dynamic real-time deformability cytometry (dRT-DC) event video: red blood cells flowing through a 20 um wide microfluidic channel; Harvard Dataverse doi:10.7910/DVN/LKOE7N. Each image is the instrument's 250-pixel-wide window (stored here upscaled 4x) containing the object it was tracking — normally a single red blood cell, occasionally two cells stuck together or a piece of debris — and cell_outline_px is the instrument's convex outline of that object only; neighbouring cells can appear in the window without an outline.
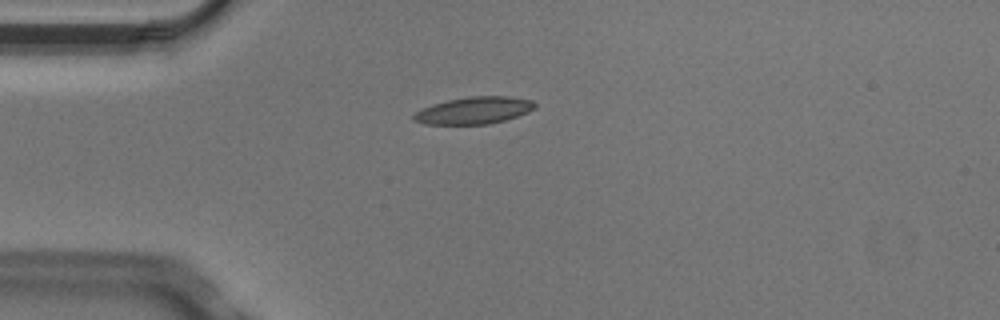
{"species": "Egyptian fruit bat (a non-hibernating species)", "species_latin": "Rousettus aegyptiacus", "temperature_condition": "cold", "stored_images_in_passage": 4, "camera_frame_rate_fps": 3000, "um_per_image_px": 0.085, "animal": {"sex": "male"}, "frame": {"image": 1, "passage_image": 2, "time_ms": 0.333, "image_size_px": [1000, 320], "cell_outline_px": [[536, 108], [528, 112], [504, 120], [488, 124], [424, 124], [412, 120], [412, 116], [416, 112], [432, 104], [448, 100], [468, 96], [508, 96], [532, 100], [536, 104]], "centroid_in_image_um": [40.29, 9.38], "position_along_channel_um": 44.7, "area_um2": 19.07}}